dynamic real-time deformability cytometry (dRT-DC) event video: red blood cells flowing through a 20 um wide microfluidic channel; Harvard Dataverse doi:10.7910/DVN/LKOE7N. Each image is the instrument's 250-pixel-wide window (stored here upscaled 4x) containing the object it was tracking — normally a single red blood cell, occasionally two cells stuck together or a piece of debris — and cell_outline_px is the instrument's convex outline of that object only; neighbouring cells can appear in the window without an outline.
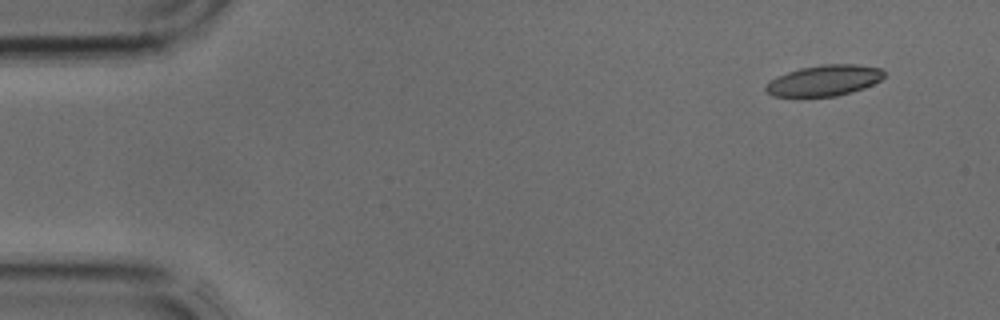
{"species": "common noctule bat (a hibernating species)", "species_latin": "Nyctalus noctula", "temperature_condition": "cold", "stored_images_in_passage": 3, "camera_frame_rate_fps": 3000, "um_per_image_px": 0.085, "animal": {"sex": "male", "body_mass_g": 17.9, "forearm_length_mm": 54.2}, "frame": {"image": 1, "passage_image": 1, "time_ms": 0.0, "image_size_px": [1000, 320], "cell_outline_px": [[884, 76], [880, 80], [864, 88], [852, 92], [836, 96], [772, 96], [764, 88], [776, 76], [800, 68], [824, 64], [860, 64], [880, 68], [884, 72]], "centroid_in_image_um": [70.09, 6.83], "position_along_channel_um": 14.9, "area_um2": 21.1}}
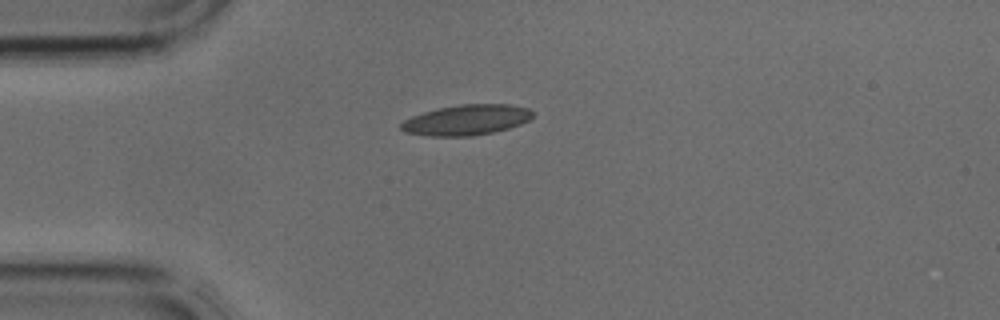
{"frame": {"image": 2, "passage_image": 3, "time_ms": 0.667, "image_size_px": [1000, 320], "cell_outline_px": [[532, 116], [528, 120], [520, 124], [508, 128], [492, 132], [472, 136], [432, 136], [404, 132], [400, 128], [400, 124], [404, 120], [412, 116], [424, 112], [440, 108], [460, 104], [508, 104], [528, 108], [532, 112]], "centroid_in_image_um": [39.63, 10.19], "position_along_channel_um": 45.4, "area_um2": 23.12}}